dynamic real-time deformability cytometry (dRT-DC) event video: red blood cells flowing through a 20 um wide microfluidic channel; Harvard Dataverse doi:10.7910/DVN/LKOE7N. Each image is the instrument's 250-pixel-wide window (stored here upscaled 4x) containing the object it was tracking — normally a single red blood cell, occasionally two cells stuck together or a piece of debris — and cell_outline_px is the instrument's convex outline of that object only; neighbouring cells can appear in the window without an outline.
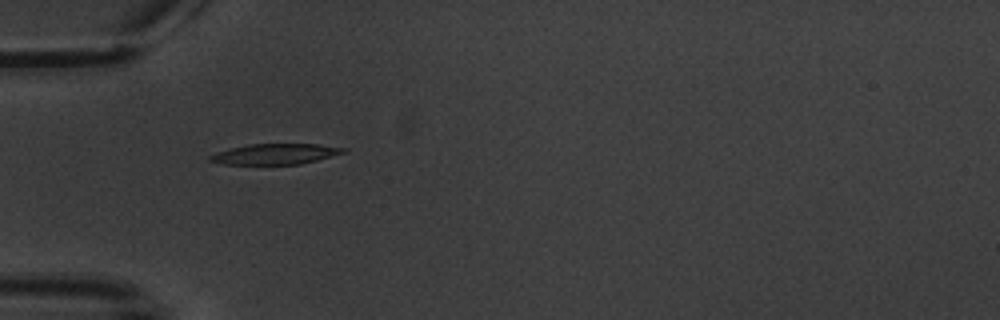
{"species": "common noctule bat (a hibernating species)", "species_latin": "Nyctalus noctula", "temperature_condition": "warm", "stored_images_in_passage": 7, "camera_frame_rate_fps": 3000, "um_per_image_px": 0.085, "animal": {"sex": "male", "body_mass_g": 20.1, "forearm_length_mm": 53.5}, "frame": {"image": 1, "passage_image": 6, "time_ms": 6.0, "image_size_px": [1000, 320], "cell_outline_px": [[348, 152], [300, 164], [224, 164], [208, 160], [208, 156], [216, 152], [228, 148], [248, 144], [316, 144], [348, 148]], "centroid_in_image_um": [23.39, 13.08], "position_along_channel_um": 61.6, "area_um2": 16.07}}